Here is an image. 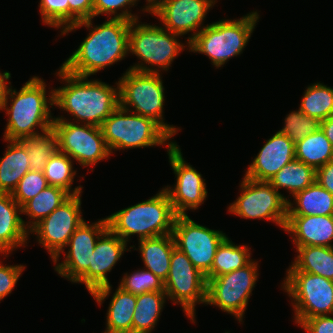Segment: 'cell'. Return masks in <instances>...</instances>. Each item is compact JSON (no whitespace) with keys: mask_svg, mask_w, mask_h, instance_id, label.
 <instances>
[{"mask_svg":"<svg viewBox=\"0 0 333 333\" xmlns=\"http://www.w3.org/2000/svg\"><path fill=\"white\" fill-rule=\"evenodd\" d=\"M92 19L80 21L61 31L60 35H65L83 26L90 30L77 50L61 66L70 74L90 77L124 60L129 54L130 21L107 18L101 25L93 26Z\"/></svg>","mask_w":333,"mask_h":333,"instance_id":"6da1fadb","label":"cell"},{"mask_svg":"<svg viewBox=\"0 0 333 333\" xmlns=\"http://www.w3.org/2000/svg\"><path fill=\"white\" fill-rule=\"evenodd\" d=\"M64 86L54 89V106L74 117V123L101 127L119 106V84L110 86L101 80L77 76L59 68L55 73ZM76 120V121H75Z\"/></svg>","mask_w":333,"mask_h":333,"instance_id":"7a4b0ae2","label":"cell"},{"mask_svg":"<svg viewBox=\"0 0 333 333\" xmlns=\"http://www.w3.org/2000/svg\"><path fill=\"white\" fill-rule=\"evenodd\" d=\"M46 94V83L38 76L31 77L19 91L10 86L1 109L5 110L8 116L4 140H19L52 129L54 117L51 106L54 107V89H51L48 97Z\"/></svg>","mask_w":333,"mask_h":333,"instance_id":"3957f363","label":"cell"},{"mask_svg":"<svg viewBox=\"0 0 333 333\" xmlns=\"http://www.w3.org/2000/svg\"><path fill=\"white\" fill-rule=\"evenodd\" d=\"M164 188L150 199L107 216L108 228L126 243L137 234L141 239L172 234L176 218Z\"/></svg>","mask_w":333,"mask_h":333,"instance_id":"277c9868","label":"cell"},{"mask_svg":"<svg viewBox=\"0 0 333 333\" xmlns=\"http://www.w3.org/2000/svg\"><path fill=\"white\" fill-rule=\"evenodd\" d=\"M259 17L253 11L239 19L207 24L189 43V51L208 56L217 69L223 67L230 58L243 53Z\"/></svg>","mask_w":333,"mask_h":333,"instance_id":"5b68a950","label":"cell"},{"mask_svg":"<svg viewBox=\"0 0 333 333\" xmlns=\"http://www.w3.org/2000/svg\"><path fill=\"white\" fill-rule=\"evenodd\" d=\"M105 143L113 150L165 145L170 149L176 141L155 120L132 113L118 106L101 126ZM168 142V143H167Z\"/></svg>","mask_w":333,"mask_h":333,"instance_id":"8992f818","label":"cell"},{"mask_svg":"<svg viewBox=\"0 0 333 333\" xmlns=\"http://www.w3.org/2000/svg\"><path fill=\"white\" fill-rule=\"evenodd\" d=\"M178 38L179 35L162 26L142 24L139 19L132 21L128 48L129 53L134 54L140 63L128 69L151 73L168 71L173 60L185 49L184 43Z\"/></svg>","mask_w":333,"mask_h":333,"instance_id":"52a82bcc","label":"cell"},{"mask_svg":"<svg viewBox=\"0 0 333 333\" xmlns=\"http://www.w3.org/2000/svg\"><path fill=\"white\" fill-rule=\"evenodd\" d=\"M161 76L160 73L127 69L118 81L119 106L132 113L152 118L173 137L178 134L179 127L164 122L165 88Z\"/></svg>","mask_w":333,"mask_h":333,"instance_id":"ba28073f","label":"cell"},{"mask_svg":"<svg viewBox=\"0 0 333 333\" xmlns=\"http://www.w3.org/2000/svg\"><path fill=\"white\" fill-rule=\"evenodd\" d=\"M282 282L291 299L295 323L315 316L333 315V281L302 271H286Z\"/></svg>","mask_w":333,"mask_h":333,"instance_id":"9c48e42d","label":"cell"},{"mask_svg":"<svg viewBox=\"0 0 333 333\" xmlns=\"http://www.w3.org/2000/svg\"><path fill=\"white\" fill-rule=\"evenodd\" d=\"M258 261L245 267L207 280L206 305H215L221 311L243 322L250 296L258 280Z\"/></svg>","mask_w":333,"mask_h":333,"instance_id":"30bf717a","label":"cell"},{"mask_svg":"<svg viewBox=\"0 0 333 333\" xmlns=\"http://www.w3.org/2000/svg\"><path fill=\"white\" fill-rule=\"evenodd\" d=\"M290 199L269 182L243 177L240 196L228 207V212L245 219H266L284 230Z\"/></svg>","mask_w":333,"mask_h":333,"instance_id":"8fae6325","label":"cell"},{"mask_svg":"<svg viewBox=\"0 0 333 333\" xmlns=\"http://www.w3.org/2000/svg\"><path fill=\"white\" fill-rule=\"evenodd\" d=\"M54 117L53 131L57 134L59 151L67 154L82 167H94L108 159L111 153L105 143L101 127Z\"/></svg>","mask_w":333,"mask_h":333,"instance_id":"7c38bea8","label":"cell"},{"mask_svg":"<svg viewBox=\"0 0 333 333\" xmlns=\"http://www.w3.org/2000/svg\"><path fill=\"white\" fill-rule=\"evenodd\" d=\"M164 287L168 300L179 303L185 315L195 323L196 304L206 303L207 281L205 275L176 247L172 251Z\"/></svg>","mask_w":333,"mask_h":333,"instance_id":"4fadbf2b","label":"cell"},{"mask_svg":"<svg viewBox=\"0 0 333 333\" xmlns=\"http://www.w3.org/2000/svg\"><path fill=\"white\" fill-rule=\"evenodd\" d=\"M172 235L176 248L183 252L205 277L211 271L217 247L227 237L222 231L196 223L188 215L176 216Z\"/></svg>","mask_w":333,"mask_h":333,"instance_id":"5bb4252c","label":"cell"},{"mask_svg":"<svg viewBox=\"0 0 333 333\" xmlns=\"http://www.w3.org/2000/svg\"><path fill=\"white\" fill-rule=\"evenodd\" d=\"M81 204V194L71 195L29 230V234L36 235L38 243L47 250L52 261L61 257L71 235L85 220Z\"/></svg>","mask_w":333,"mask_h":333,"instance_id":"9a60e30c","label":"cell"},{"mask_svg":"<svg viewBox=\"0 0 333 333\" xmlns=\"http://www.w3.org/2000/svg\"><path fill=\"white\" fill-rule=\"evenodd\" d=\"M127 244L108 228L96 242L88 270L75 282L84 284L99 306L112 290L107 273L111 272L124 251H131L126 248Z\"/></svg>","mask_w":333,"mask_h":333,"instance_id":"2e32d148","label":"cell"},{"mask_svg":"<svg viewBox=\"0 0 333 333\" xmlns=\"http://www.w3.org/2000/svg\"><path fill=\"white\" fill-rule=\"evenodd\" d=\"M167 154L176 182L173 188L168 185L163 188L169 195L175 214L187 215L186 211L198 209L206 200V182L201 173L186 163L177 143L167 149Z\"/></svg>","mask_w":333,"mask_h":333,"instance_id":"e0dca14e","label":"cell"},{"mask_svg":"<svg viewBox=\"0 0 333 333\" xmlns=\"http://www.w3.org/2000/svg\"><path fill=\"white\" fill-rule=\"evenodd\" d=\"M107 229V218L92 224L84 220L69 239L64 261L60 263L58 259L53 260L56 264L54 270L75 283L88 270L96 242Z\"/></svg>","mask_w":333,"mask_h":333,"instance_id":"ac0fdd59","label":"cell"},{"mask_svg":"<svg viewBox=\"0 0 333 333\" xmlns=\"http://www.w3.org/2000/svg\"><path fill=\"white\" fill-rule=\"evenodd\" d=\"M214 4L211 0H166L152 15L166 30L179 36L193 32L186 40L189 50V43L205 27L202 23Z\"/></svg>","mask_w":333,"mask_h":333,"instance_id":"d6986e66","label":"cell"},{"mask_svg":"<svg viewBox=\"0 0 333 333\" xmlns=\"http://www.w3.org/2000/svg\"><path fill=\"white\" fill-rule=\"evenodd\" d=\"M295 159V143L278 131L271 136L249 164L244 177L268 182L286 164Z\"/></svg>","mask_w":333,"mask_h":333,"instance_id":"ffe728a7","label":"cell"},{"mask_svg":"<svg viewBox=\"0 0 333 333\" xmlns=\"http://www.w3.org/2000/svg\"><path fill=\"white\" fill-rule=\"evenodd\" d=\"M284 231L296 247H333V215H287Z\"/></svg>","mask_w":333,"mask_h":333,"instance_id":"44dd1931","label":"cell"},{"mask_svg":"<svg viewBox=\"0 0 333 333\" xmlns=\"http://www.w3.org/2000/svg\"><path fill=\"white\" fill-rule=\"evenodd\" d=\"M21 206L9 193H0V254L7 257L18 247L26 246L29 230L24 226Z\"/></svg>","mask_w":333,"mask_h":333,"instance_id":"7402d4cb","label":"cell"},{"mask_svg":"<svg viewBox=\"0 0 333 333\" xmlns=\"http://www.w3.org/2000/svg\"><path fill=\"white\" fill-rule=\"evenodd\" d=\"M138 242V250L145 269L150 270L165 282L169 273L172 251L176 247L173 235L141 239Z\"/></svg>","mask_w":333,"mask_h":333,"instance_id":"603a6c76","label":"cell"},{"mask_svg":"<svg viewBox=\"0 0 333 333\" xmlns=\"http://www.w3.org/2000/svg\"><path fill=\"white\" fill-rule=\"evenodd\" d=\"M8 143L4 156L0 158V193L15 190L21 178L30 170L25 148L17 140H4Z\"/></svg>","mask_w":333,"mask_h":333,"instance_id":"cb8c5ba5","label":"cell"},{"mask_svg":"<svg viewBox=\"0 0 333 333\" xmlns=\"http://www.w3.org/2000/svg\"><path fill=\"white\" fill-rule=\"evenodd\" d=\"M293 199L295 204L288 201L287 215H333V195L316 181Z\"/></svg>","mask_w":333,"mask_h":333,"instance_id":"d4e9b609","label":"cell"},{"mask_svg":"<svg viewBox=\"0 0 333 333\" xmlns=\"http://www.w3.org/2000/svg\"><path fill=\"white\" fill-rule=\"evenodd\" d=\"M297 256L287 271H302L333 281V247H296Z\"/></svg>","mask_w":333,"mask_h":333,"instance_id":"484cf974","label":"cell"},{"mask_svg":"<svg viewBox=\"0 0 333 333\" xmlns=\"http://www.w3.org/2000/svg\"><path fill=\"white\" fill-rule=\"evenodd\" d=\"M137 295L118 287L112 295L106 313V330L103 333H132V320Z\"/></svg>","mask_w":333,"mask_h":333,"instance_id":"4316f807","label":"cell"},{"mask_svg":"<svg viewBox=\"0 0 333 333\" xmlns=\"http://www.w3.org/2000/svg\"><path fill=\"white\" fill-rule=\"evenodd\" d=\"M70 196L71 194L63 188L48 185L35 197L31 198L21 206V214H24L31 219H29L28 222L24 221V226L30 230L39 221L58 208Z\"/></svg>","mask_w":333,"mask_h":333,"instance_id":"83f0119b","label":"cell"},{"mask_svg":"<svg viewBox=\"0 0 333 333\" xmlns=\"http://www.w3.org/2000/svg\"><path fill=\"white\" fill-rule=\"evenodd\" d=\"M168 300L165 291H154L137 295L132 320V333H151Z\"/></svg>","mask_w":333,"mask_h":333,"instance_id":"f1b7e54d","label":"cell"},{"mask_svg":"<svg viewBox=\"0 0 333 333\" xmlns=\"http://www.w3.org/2000/svg\"><path fill=\"white\" fill-rule=\"evenodd\" d=\"M251 255V250L247 245H235L227 236L217 247L206 281L245 267L252 261Z\"/></svg>","mask_w":333,"mask_h":333,"instance_id":"f546056e","label":"cell"},{"mask_svg":"<svg viewBox=\"0 0 333 333\" xmlns=\"http://www.w3.org/2000/svg\"><path fill=\"white\" fill-rule=\"evenodd\" d=\"M295 159L316 170L333 160V145L319 128L295 143Z\"/></svg>","mask_w":333,"mask_h":333,"instance_id":"4dcf8cb0","label":"cell"},{"mask_svg":"<svg viewBox=\"0 0 333 333\" xmlns=\"http://www.w3.org/2000/svg\"><path fill=\"white\" fill-rule=\"evenodd\" d=\"M316 170L305 163L294 159L286 164L268 182L278 191L287 189L292 197L315 182Z\"/></svg>","mask_w":333,"mask_h":333,"instance_id":"1f68e13d","label":"cell"},{"mask_svg":"<svg viewBox=\"0 0 333 333\" xmlns=\"http://www.w3.org/2000/svg\"><path fill=\"white\" fill-rule=\"evenodd\" d=\"M26 150L30 170L43 172L47 161L59 152L57 134L53 129L17 140Z\"/></svg>","mask_w":333,"mask_h":333,"instance_id":"d6a6232c","label":"cell"},{"mask_svg":"<svg viewBox=\"0 0 333 333\" xmlns=\"http://www.w3.org/2000/svg\"><path fill=\"white\" fill-rule=\"evenodd\" d=\"M299 109L319 121L333 115V87L317 82L306 87Z\"/></svg>","mask_w":333,"mask_h":333,"instance_id":"836d02e7","label":"cell"},{"mask_svg":"<svg viewBox=\"0 0 333 333\" xmlns=\"http://www.w3.org/2000/svg\"><path fill=\"white\" fill-rule=\"evenodd\" d=\"M72 160L67 154L59 151L47 161L43 173L49 185L63 188L71 195H76L82 193L83 187L79 185L72 189L77 175Z\"/></svg>","mask_w":333,"mask_h":333,"instance_id":"e575fe53","label":"cell"},{"mask_svg":"<svg viewBox=\"0 0 333 333\" xmlns=\"http://www.w3.org/2000/svg\"><path fill=\"white\" fill-rule=\"evenodd\" d=\"M122 290L139 295L154 291H165L164 281L150 270L143 268L132 273H124L120 284Z\"/></svg>","mask_w":333,"mask_h":333,"instance_id":"d590c367","label":"cell"},{"mask_svg":"<svg viewBox=\"0 0 333 333\" xmlns=\"http://www.w3.org/2000/svg\"><path fill=\"white\" fill-rule=\"evenodd\" d=\"M320 128V121L308 116L300 109L291 111L284 119V126L278 132L297 143Z\"/></svg>","mask_w":333,"mask_h":333,"instance_id":"8d00e7d4","label":"cell"},{"mask_svg":"<svg viewBox=\"0 0 333 333\" xmlns=\"http://www.w3.org/2000/svg\"><path fill=\"white\" fill-rule=\"evenodd\" d=\"M42 23L63 31L69 26V3L66 0H40Z\"/></svg>","mask_w":333,"mask_h":333,"instance_id":"74e56055","label":"cell"},{"mask_svg":"<svg viewBox=\"0 0 333 333\" xmlns=\"http://www.w3.org/2000/svg\"><path fill=\"white\" fill-rule=\"evenodd\" d=\"M48 185L43 172L29 170L18 182L17 187L11 195L13 199L22 206Z\"/></svg>","mask_w":333,"mask_h":333,"instance_id":"f35d334b","label":"cell"},{"mask_svg":"<svg viewBox=\"0 0 333 333\" xmlns=\"http://www.w3.org/2000/svg\"><path fill=\"white\" fill-rule=\"evenodd\" d=\"M137 0H93V18L99 15H111L112 19H123L130 22L139 19L137 14H132L129 8L137 6ZM121 11V13L117 11ZM113 16V17H112Z\"/></svg>","mask_w":333,"mask_h":333,"instance_id":"ab89813d","label":"cell"},{"mask_svg":"<svg viewBox=\"0 0 333 333\" xmlns=\"http://www.w3.org/2000/svg\"><path fill=\"white\" fill-rule=\"evenodd\" d=\"M0 261V301L11 294L25 269L24 265H4Z\"/></svg>","mask_w":333,"mask_h":333,"instance_id":"60d3db41","label":"cell"},{"mask_svg":"<svg viewBox=\"0 0 333 333\" xmlns=\"http://www.w3.org/2000/svg\"><path fill=\"white\" fill-rule=\"evenodd\" d=\"M69 3V26L93 18V0H66Z\"/></svg>","mask_w":333,"mask_h":333,"instance_id":"b9f144b4","label":"cell"},{"mask_svg":"<svg viewBox=\"0 0 333 333\" xmlns=\"http://www.w3.org/2000/svg\"><path fill=\"white\" fill-rule=\"evenodd\" d=\"M333 315L315 316L306 319L300 327L306 333H333Z\"/></svg>","mask_w":333,"mask_h":333,"instance_id":"7bdbcfd3","label":"cell"},{"mask_svg":"<svg viewBox=\"0 0 333 333\" xmlns=\"http://www.w3.org/2000/svg\"><path fill=\"white\" fill-rule=\"evenodd\" d=\"M315 181L333 195V160L316 169Z\"/></svg>","mask_w":333,"mask_h":333,"instance_id":"ee69618b","label":"cell"},{"mask_svg":"<svg viewBox=\"0 0 333 333\" xmlns=\"http://www.w3.org/2000/svg\"><path fill=\"white\" fill-rule=\"evenodd\" d=\"M11 78V73L9 71H5L3 73L0 72V111L3 107V104L7 98V94L9 91V88L7 83Z\"/></svg>","mask_w":333,"mask_h":333,"instance_id":"f6af8a7d","label":"cell"},{"mask_svg":"<svg viewBox=\"0 0 333 333\" xmlns=\"http://www.w3.org/2000/svg\"><path fill=\"white\" fill-rule=\"evenodd\" d=\"M320 128L324 132L326 138L333 145V115L320 121Z\"/></svg>","mask_w":333,"mask_h":333,"instance_id":"bcb514c9","label":"cell"},{"mask_svg":"<svg viewBox=\"0 0 333 333\" xmlns=\"http://www.w3.org/2000/svg\"><path fill=\"white\" fill-rule=\"evenodd\" d=\"M139 0H137L138 2ZM166 0H146L147 5H144L142 12L153 14Z\"/></svg>","mask_w":333,"mask_h":333,"instance_id":"7dc6e473","label":"cell"}]
</instances>
